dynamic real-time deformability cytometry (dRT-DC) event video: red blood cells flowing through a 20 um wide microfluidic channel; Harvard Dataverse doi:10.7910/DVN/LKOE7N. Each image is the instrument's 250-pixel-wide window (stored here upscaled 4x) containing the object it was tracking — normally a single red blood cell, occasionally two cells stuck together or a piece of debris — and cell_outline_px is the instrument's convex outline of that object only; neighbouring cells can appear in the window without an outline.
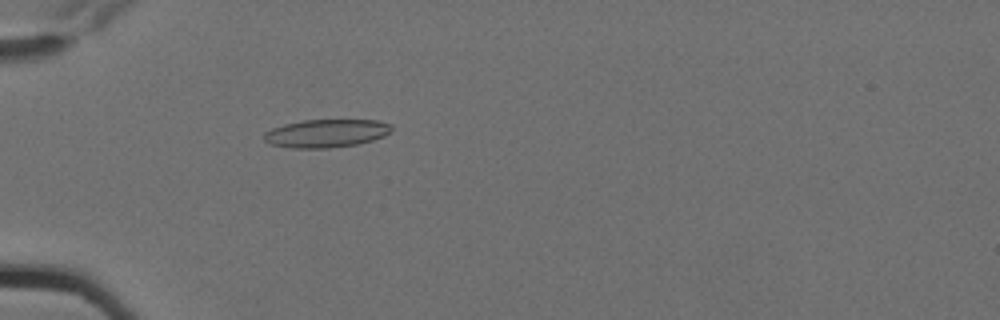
{"species": "Egyptian fruit bat (a non-hibernating species)", "species_latin": "Rousettus aegyptiacus", "temperature_condition": "cold", "stored_images_in_passage": 5, "camera_frame_rate_fps": 3000, "um_per_image_px": 0.085, "animal": {"sex": "female"}, "frame": {"image": 1, "passage_image": 5, "time_ms": 1.333, "image_size_px": [1000, 320], "cell_outline_px": [[392, 128], [384, 136], [372, 140], [356, 144], [328, 148], [292, 148], [272, 144], [264, 140], [264, 132], [272, 128], [284, 124], [304, 120], [376, 120], [392, 124]], "centroid_in_image_um": [27.72, 11.33], "position_along_channel_um": 57.3, "area_um2": 20.75}}